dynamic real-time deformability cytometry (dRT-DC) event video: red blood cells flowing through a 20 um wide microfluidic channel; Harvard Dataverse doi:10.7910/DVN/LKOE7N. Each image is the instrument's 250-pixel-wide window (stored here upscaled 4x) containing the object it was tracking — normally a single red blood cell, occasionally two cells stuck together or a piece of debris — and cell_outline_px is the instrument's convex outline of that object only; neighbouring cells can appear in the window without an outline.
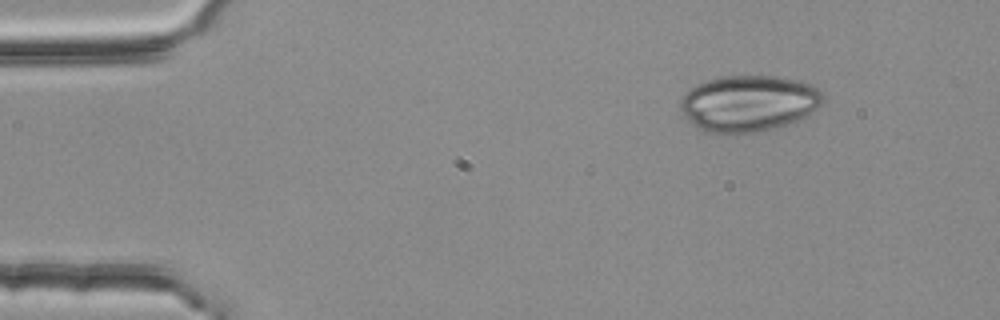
{"species": "common noctule bat (a hibernating species)", "species_latin": "Nyctalus noctula", "temperature_condition": "room temperature", "stored_images_in_passage": 4, "camera_frame_rate_fps": 3000, "um_per_image_px": 0.085, "animal": {"sex": "female", "body_mass_g": 25.1}, "frame": {"image": 1, "passage_image": 1, "time_ms": 0.0, "image_size_px": [1000, 320], "cell_outline_px": [[824, 100], [816, 108], [800, 120], [756, 132], [708, 132], [692, 124], [684, 116], [680, 108], [680, 100], [692, 88], [708, 80], [724, 76], [776, 76], [800, 80], [812, 84], [824, 92]], "centroid_in_image_um": [63.68, 8.76], "position_along_channel_um": 21.3, "area_um2": 46.3}}